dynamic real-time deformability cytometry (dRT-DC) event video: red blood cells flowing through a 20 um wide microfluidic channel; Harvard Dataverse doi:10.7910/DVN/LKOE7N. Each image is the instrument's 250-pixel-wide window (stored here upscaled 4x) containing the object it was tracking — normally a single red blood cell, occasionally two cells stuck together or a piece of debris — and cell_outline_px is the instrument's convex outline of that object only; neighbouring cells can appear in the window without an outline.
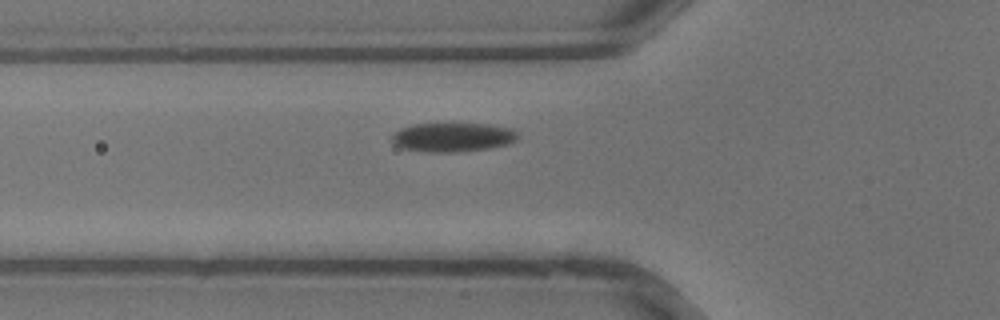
{"species": "common noctule bat (a hibernating species)", "species_latin": "Nyctalus noctula", "temperature_condition": "warm", "stored_images_in_passage": 25, "camera_frame_rate_fps": 3000, "um_per_image_px": 0.085, "animal": {"sex": "male", "body_mass_g": 13.3}, "frame": {"image": 1, "passage_image": 3, "time_ms": 0.667, "image_size_px": [1000, 320], "cell_outline_px": [[520, 136], [516, 140], [508, 144], [492, 148], [456, 152], [424, 152], [400, 148], [392, 144], [392, 136], [400, 128], [412, 124], [492, 124], [512, 128], [520, 132]], "centroid_in_image_um": [38.52, 11.67], "position_along_channel_um": 87.3, "area_um2": 21.73}}
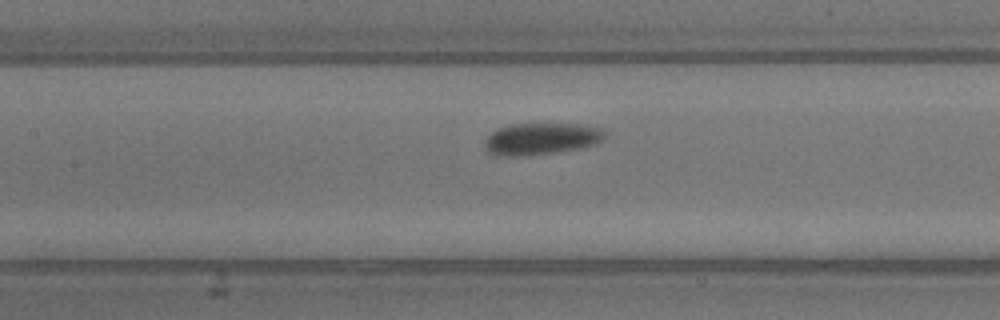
{"frame": {"image": 2, "passage_image": 7, "time_ms": 2.0, "image_size_px": [1000, 320], "cell_outline_px": [[604, 136], [596, 144], [584, 148], [520, 156], [496, 156], [488, 152], [484, 148], [484, 140], [496, 128], [508, 124], [576, 124], [604, 128]], "centroid_in_image_um": [45.95, 11.79], "position_along_channel_um": 161.4, "area_um2": 22.37}}
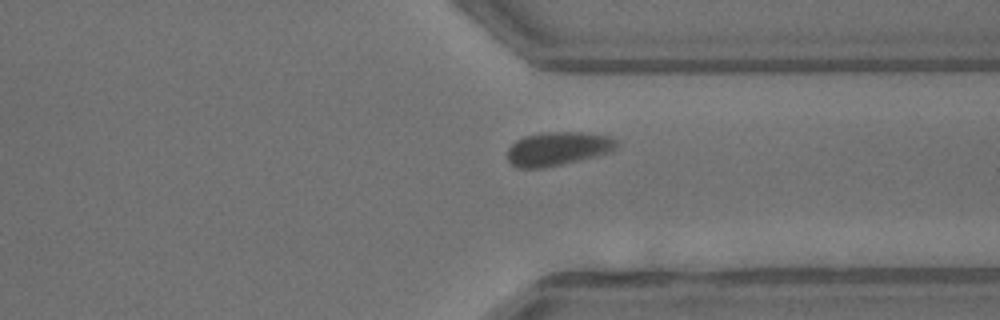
{"frame": {"image": 3, "passage_image": 18, "time_ms": 5.667, "image_size_px": [1000, 320], "cell_outline_px": [[620, 140], [616, 148], [608, 152], [596, 156], [544, 168], [516, 168], [508, 160], [508, 148], [516, 140], [524, 136], [548, 132], [584, 132], [608, 136]], "centroid_in_image_um": [47.42, 12.63], "position_along_channel_um": 364.0, "area_um2": 21.44}}